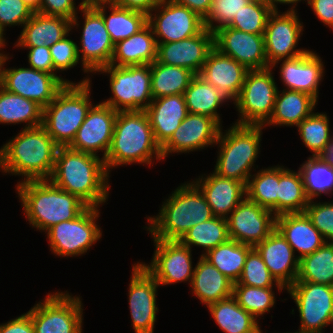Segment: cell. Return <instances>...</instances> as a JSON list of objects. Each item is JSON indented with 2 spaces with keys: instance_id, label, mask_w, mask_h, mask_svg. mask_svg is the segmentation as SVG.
I'll use <instances>...</instances> for the list:
<instances>
[{
  "instance_id": "1",
  "label": "cell",
  "mask_w": 333,
  "mask_h": 333,
  "mask_svg": "<svg viewBox=\"0 0 333 333\" xmlns=\"http://www.w3.org/2000/svg\"><path fill=\"white\" fill-rule=\"evenodd\" d=\"M110 176L102 158L70 147H59L49 180L77 196L88 207L100 208L109 198Z\"/></svg>"
},
{
  "instance_id": "2",
  "label": "cell",
  "mask_w": 333,
  "mask_h": 333,
  "mask_svg": "<svg viewBox=\"0 0 333 333\" xmlns=\"http://www.w3.org/2000/svg\"><path fill=\"white\" fill-rule=\"evenodd\" d=\"M58 148L42 125L21 128L0 147V172L21 176L19 182L49 180Z\"/></svg>"
},
{
  "instance_id": "3",
  "label": "cell",
  "mask_w": 333,
  "mask_h": 333,
  "mask_svg": "<svg viewBox=\"0 0 333 333\" xmlns=\"http://www.w3.org/2000/svg\"><path fill=\"white\" fill-rule=\"evenodd\" d=\"M163 161L161 147L156 142L145 110L118 111L114 132L104 159L109 174L118 166H151Z\"/></svg>"
},
{
  "instance_id": "4",
  "label": "cell",
  "mask_w": 333,
  "mask_h": 333,
  "mask_svg": "<svg viewBox=\"0 0 333 333\" xmlns=\"http://www.w3.org/2000/svg\"><path fill=\"white\" fill-rule=\"evenodd\" d=\"M157 215L146 216L152 239L179 241L195 225L214 217L204 194L191 181L181 183L162 202Z\"/></svg>"
},
{
  "instance_id": "5",
  "label": "cell",
  "mask_w": 333,
  "mask_h": 333,
  "mask_svg": "<svg viewBox=\"0 0 333 333\" xmlns=\"http://www.w3.org/2000/svg\"><path fill=\"white\" fill-rule=\"evenodd\" d=\"M15 187L24 216L32 229L40 232L45 233L60 222L75 219L88 207L50 180L17 182Z\"/></svg>"
},
{
  "instance_id": "6",
  "label": "cell",
  "mask_w": 333,
  "mask_h": 333,
  "mask_svg": "<svg viewBox=\"0 0 333 333\" xmlns=\"http://www.w3.org/2000/svg\"><path fill=\"white\" fill-rule=\"evenodd\" d=\"M263 129V125L233 123L226 130L222 126L215 144L218 156L213 172L247 185L252 172L256 171L255 162L261 152Z\"/></svg>"
},
{
  "instance_id": "7",
  "label": "cell",
  "mask_w": 333,
  "mask_h": 333,
  "mask_svg": "<svg viewBox=\"0 0 333 333\" xmlns=\"http://www.w3.org/2000/svg\"><path fill=\"white\" fill-rule=\"evenodd\" d=\"M68 84L43 108L42 126L59 147H68L92 105L91 85ZM93 102V103H92Z\"/></svg>"
},
{
  "instance_id": "8",
  "label": "cell",
  "mask_w": 333,
  "mask_h": 333,
  "mask_svg": "<svg viewBox=\"0 0 333 333\" xmlns=\"http://www.w3.org/2000/svg\"><path fill=\"white\" fill-rule=\"evenodd\" d=\"M96 73L109 77L112 95L101 102L116 111L146 110L153 100L150 64L108 65L98 69L94 74Z\"/></svg>"
},
{
  "instance_id": "9",
  "label": "cell",
  "mask_w": 333,
  "mask_h": 333,
  "mask_svg": "<svg viewBox=\"0 0 333 333\" xmlns=\"http://www.w3.org/2000/svg\"><path fill=\"white\" fill-rule=\"evenodd\" d=\"M83 306L80 295L57 290L40 299L27 313L35 333H82Z\"/></svg>"
},
{
  "instance_id": "10",
  "label": "cell",
  "mask_w": 333,
  "mask_h": 333,
  "mask_svg": "<svg viewBox=\"0 0 333 333\" xmlns=\"http://www.w3.org/2000/svg\"><path fill=\"white\" fill-rule=\"evenodd\" d=\"M100 208L87 207L73 220L60 222L49 228L45 234L53 255L59 257L83 256L102 238L97 224Z\"/></svg>"
},
{
  "instance_id": "11",
  "label": "cell",
  "mask_w": 333,
  "mask_h": 333,
  "mask_svg": "<svg viewBox=\"0 0 333 333\" xmlns=\"http://www.w3.org/2000/svg\"><path fill=\"white\" fill-rule=\"evenodd\" d=\"M271 67L262 70H249L237 100L233 103L238 111L235 124L264 125L272 115L277 82Z\"/></svg>"
},
{
  "instance_id": "12",
  "label": "cell",
  "mask_w": 333,
  "mask_h": 333,
  "mask_svg": "<svg viewBox=\"0 0 333 333\" xmlns=\"http://www.w3.org/2000/svg\"><path fill=\"white\" fill-rule=\"evenodd\" d=\"M80 11L84 20L77 52L82 63L81 68L87 76L76 84H85L92 82L89 77L91 74L94 75L98 69L110 65L114 44L106 30L102 15L90 3H85Z\"/></svg>"
},
{
  "instance_id": "13",
  "label": "cell",
  "mask_w": 333,
  "mask_h": 333,
  "mask_svg": "<svg viewBox=\"0 0 333 333\" xmlns=\"http://www.w3.org/2000/svg\"><path fill=\"white\" fill-rule=\"evenodd\" d=\"M286 291L300 318L298 330L288 333H324L333 313V286L295 281Z\"/></svg>"
},
{
  "instance_id": "14",
  "label": "cell",
  "mask_w": 333,
  "mask_h": 333,
  "mask_svg": "<svg viewBox=\"0 0 333 333\" xmlns=\"http://www.w3.org/2000/svg\"><path fill=\"white\" fill-rule=\"evenodd\" d=\"M157 43L180 41L198 35L203 19L194 11L172 0H160L147 15Z\"/></svg>"
},
{
  "instance_id": "15",
  "label": "cell",
  "mask_w": 333,
  "mask_h": 333,
  "mask_svg": "<svg viewBox=\"0 0 333 333\" xmlns=\"http://www.w3.org/2000/svg\"><path fill=\"white\" fill-rule=\"evenodd\" d=\"M298 14L297 9L284 12L274 9L269 15L264 32L265 54L269 67L278 60L294 58L309 50L297 48L304 34V25Z\"/></svg>"
},
{
  "instance_id": "16",
  "label": "cell",
  "mask_w": 333,
  "mask_h": 333,
  "mask_svg": "<svg viewBox=\"0 0 333 333\" xmlns=\"http://www.w3.org/2000/svg\"><path fill=\"white\" fill-rule=\"evenodd\" d=\"M155 250L149 264L140 262L159 286L176 283L191 284L194 274L192 251L179 241L152 239Z\"/></svg>"
},
{
  "instance_id": "17",
  "label": "cell",
  "mask_w": 333,
  "mask_h": 333,
  "mask_svg": "<svg viewBox=\"0 0 333 333\" xmlns=\"http://www.w3.org/2000/svg\"><path fill=\"white\" fill-rule=\"evenodd\" d=\"M132 265L128 288L131 326L135 333H154L159 312L156 306L157 289L160 286L139 261Z\"/></svg>"
},
{
  "instance_id": "18",
  "label": "cell",
  "mask_w": 333,
  "mask_h": 333,
  "mask_svg": "<svg viewBox=\"0 0 333 333\" xmlns=\"http://www.w3.org/2000/svg\"><path fill=\"white\" fill-rule=\"evenodd\" d=\"M11 57L13 55H8L4 62L1 87L8 92L35 101L42 108L48 106L65 85L54 74L31 67L4 68Z\"/></svg>"
},
{
  "instance_id": "19",
  "label": "cell",
  "mask_w": 333,
  "mask_h": 333,
  "mask_svg": "<svg viewBox=\"0 0 333 333\" xmlns=\"http://www.w3.org/2000/svg\"><path fill=\"white\" fill-rule=\"evenodd\" d=\"M231 240L255 247L276 228V215L245 197L226 218Z\"/></svg>"
},
{
  "instance_id": "20",
  "label": "cell",
  "mask_w": 333,
  "mask_h": 333,
  "mask_svg": "<svg viewBox=\"0 0 333 333\" xmlns=\"http://www.w3.org/2000/svg\"><path fill=\"white\" fill-rule=\"evenodd\" d=\"M117 114L118 111L103 102L92 105L68 147L98 157L102 155L104 160L110 148ZM100 151L103 154H98Z\"/></svg>"
},
{
  "instance_id": "21",
  "label": "cell",
  "mask_w": 333,
  "mask_h": 333,
  "mask_svg": "<svg viewBox=\"0 0 333 333\" xmlns=\"http://www.w3.org/2000/svg\"><path fill=\"white\" fill-rule=\"evenodd\" d=\"M220 129L221 126L213 118L188 113L171 138L161 147L163 161L169 154H189L214 147Z\"/></svg>"
},
{
  "instance_id": "22",
  "label": "cell",
  "mask_w": 333,
  "mask_h": 333,
  "mask_svg": "<svg viewBox=\"0 0 333 333\" xmlns=\"http://www.w3.org/2000/svg\"><path fill=\"white\" fill-rule=\"evenodd\" d=\"M214 48L244 65L248 70L269 68L264 35L245 33L225 26L214 32Z\"/></svg>"
},
{
  "instance_id": "23",
  "label": "cell",
  "mask_w": 333,
  "mask_h": 333,
  "mask_svg": "<svg viewBox=\"0 0 333 333\" xmlns=\"http://www.w3.org/2000/svg\"><path fill=\"white\" fill-rule=\"evenodd\" d=\"M279 64L283 89L305 92L319 100V85L325 76V66L316 51L309 49L297 57L278 60L271 68L275 70Z\"/></svg>"
},
{
  "instance_id": "24",
  "label": "cell",
  "mask_w": 333,
  "mask_h": 333,
  "mask_svg": "<svg viewBox=\"0 0 333 333\" xmlns=\"http://www.w3.org/2000/svg\"><path fill=\"white\" fill-rule=\"evenodd\" d=\"M157 44V62L183 67L197 75L214 48V33L204 28L196 36Z\"/></svg>"
},
{
  "instance_id": "25",
  "label": "cell",
  "mask_w": 333,
  "mask_h": 333,
  "mask_svg": "<svg viewBox=\"0 0 333 333\" xmlns=\"http://www.w3.org/2000/svg\"><path fill=\"white\" fill-rule=\"evenodd\" d=\"M255 248L272 277L287 290L296 281L299 270V259L290 244L275 228Z\"/></svg>"
},
{
  "instance_id": "26",
  "label": "cell",
  "mask_w": 333,
  "mask_h": 333,
  "mask_svg": "<svg viewBox=\"0 0 333 333\" xmlns=\"http://www.w3.org/2000/svg\"><path fill=\"white\" fill-rule=\"evenodd\" d=\"M248 71L244 65L213 48L198 75L216 87L230 101L229 103L232 101L234 103L240 94Z\"/></svg>"
},
{
  "instance_id": "27",
  "label": "cell",
  "mask_w": 333,
  "mask_h": 333,
  "mask_svg": "<svg viewBox=\"0 0 333 333\" xmlns=\"http://www.w3.org/2000/svg\"><path fill=\"white\" fill-rule=\"evenodd\" d=\"M192 182L204 194L214 216L227 218L246 197V185L212 172L201 174Z\"/></svg>"
},
{
  "instance_id": "28",
  "label": "cell",
  "mask_w": 333,
  "mask_h": 333,
  "mask_svg": "<svg viewBox=\"0 0 333 333\" xmlns=\"http://www.w3.org/2000/svg\"><path fill=\"white\" fill-rule=\"evenodd\" d=\"M276 229L298 253L300 260L319 249L326 241L305 212L276 216Z\"/></svg>"
},
{
  "instance_id": "29",
  "label": "cell",
  "mask_w": 333,
  "mask_h": 333,
  "mask_svg": "<svg viewBox=\"0 0 333 333\" xmlns=\"http://www.w3.org/2000/svg\"><path fill=\"white\" fill-rule=\"evenodd\" d=\"M145 112L160 147L171 138L188 114L183 94L153 99Z\"/></svg>"
},
{
  "instance_id": "30",
  "label": "cell",
  "mask_w": 333,
  "mask_h": 333,
  "mask_svg": "<svg viewBox=\"0 0 333 333\" xmlns=\"http://www.w3.org/2000/svg\"><path fill=\"white\" fill-rule=\"evenodd\" d=\"M71 20L34 12L22 26L14 47H51L71 31Z\"/></svg>"
},
{
  "instance_id": "31",
  "label": "cell",
  "mask_w": 333,
  "mask_h": 333,
  "mask_svg": "<svg viewBox=\"0 0 333 333\" xmlns=\"http://www.w3.org/2000/svg\"><path fill=\"white\" fill-rule=\"evenodd\" d=\"M190 284L191 293L204 306L233 296V282L203 256H199Z\"/></svg>"
},
{
  "instance_id": "32",
  "label": "cell",
  "mask_w": 333,
  "mask_h": 333,
  "mask_svg": "<svg viewBox=\"0 0 333 333\" xmlns=\"http://www.w3.org/2000/svg\"><path fill=\"white\" fill-rule=\"evenodd\" d=\"M90 4L102 15L114 45L147 25V14L144 12L121 7L107 0L93 1Z\"/></svg>"
},
{
  "instance_id": "33",
  "label": "cell",
  "mask_w": 333,
  "mask_h": 333,
  "mask_svg": "<svg viewBox=\"0 0 333 333\" xmlns=\"http://www.w3.org/2000/svg\"><path fill=\"white\" fill-rule=\"evenodd\" d=\"M318 101L310 94L292 90H278L274 109L266 126H297L303 119L309 116L316 108Z\"/></svg>"
},
{
  "instance_id": "34",
  "label": "cell",
  "mask_w": 333,
  "mask_h": 333,
  "mask_svg": "<svg viewBox=\"0 0 333 333\" xmlns=\"http://www.w3.org/2000/svg\"><path fill=\"white\" fill-rule=\"evenodd\" d=\"M157 41L147 24L138 33L114 45L110 65L135 66L152 64L157 57Z\"/></svg>"
},
{
  "instance_id": "35",
  "label": "cell",
  "mask_w": 333,
  "mask_h": 333,
  "mask_svg": "<svg viewBox=\"0 0 333 333\" xmlns=\"http://www.w3.org/2000/svg\"><path fill=\"white\" fill-rule=\"evenodd\" d=\"M213 320L224 333H263L258 319L231 296L207 306Z\"/></svg>"
},
{
  "instance_id": "36",
  "label": "cell",
  "mask_w": 333,
  "mask_h": 333,
  "mask_svg": "<svg viewBox=\"0 0 333 333\" xmlns=\"http://www.w3.org/2000/svg\"><path fill=\"white\" fill-rule=\"evenodd\" d=\"M183 95L188 113L211 117L222 127L223 121L218 108L226 105V102L228 104L229 100L216 87L197 74Z\"/></svg>"
},
{
  "instance_id": "37",
  "label": "cell",
  "mask_w": 333,
  "mask_h": 333,
  "mask_svg": "<svg viewBox=\"0 0 333 333\" xmlns=\"http://www.w3.org/2000/svg\"><path fill=\"white\" fill-rule=\"evenodd\" d=\"M43 108L35 101L6 91L0 86V124H25L23 128L42 125Z\"/></svg>"
},
{
  "instance_id": "38",
  "label": "cell",
  "mask_w": 333,
  "mask_h": 333,
  "mask_svg": "<svg viewBox=\"0 0 333 333\" xmlns=\"http://www.w3.org/2000/svg\"><path fill=\"white\" fill-rule=\"evenodd\" d=\"M309 199L299 169L293 171L279 165V184L277 194V216L286 213L305 212Z\"/></svg>"
},
{
  "instance_id": "39",
  "label": "cell",
  "mask_w": 333,
  "mask_h": 333,
  "mask_svg": "<svg viewBox=\"0 0 333 333\" xmlns=\"http://www.w3.org/2000/svg\"><path fill=\"white\" fill-rule=\"evenodd\" d=\"M151 93L153 99L184 94L195 74L183 67L161 64L156 60L150 64Z\"/></svg>"
},
{
  "instance_id": "40",
  "label": "cell",
  "mask_w": 333,
  "mask_h": 333,
  "mask_svg": "<svg viewBox=\"0 0 333 333\" xmlns=\"http://www.w3.org/2000/svg\"><path fill=\"white\" fill-rule=\"evenodd\" d=\"M252 248L253 246L229 239L209 250L203 257L233 283H236L242 274L246 257Z\"/></svg>"
},
{
  "instance_id": "41",
  "label": "cell",
  "mask_w": 333,
  "mask_h": 333,
  "mask_svg": "<svg viewBox=\"0 0 333 333\" xmlns=\"http://www.w3.org/2000/svg\"><path fill=\"white\" fill-rule=\"evenodd\" d=\"M296 281L333 286V242L326 241L319 249L299 260Z\"/></svg>"
},
{
  "instance_id": "42",
  "label": "cell",
  "mask_w": 333,
  "mask_h": 333,
  "mask_svg": "<svg viewBox=\"0 0 333 333\" xmlns=\"http://www.w3.org/2000/svg\"><path fill=\"white\" fill-rule=\"evenodd\" d=\"M229 239L227 219L214 216L189 229L179 242L191 250L194 246L202 248L201 256H204L209 250L227 242Z\"/></svg>"
},
{
  "instance_id": "43",
  "label": "cell",
  "mask_w": 333,
  "mask_h": 333,
  "mask_svg": "<svg viewBox=\"0 0 333 333\" xmlns=\"http://www.w3.org/2000/svg\"><path fill=\"white\" fill-rule=\"evenodd\" d=\"M278 184L279 164L262 168L249 177L246 197L277 216Z\"/></svg>"
},
{
  "instance_id": "44",
  "label": "cell",
  "mask_w": 333,
  "mask_h": 333,
  "mask_svg": "<svg viewBox=\"0 0 333 333\" xmlns=\"http://www.w3.org/2000/svg\"><path fill=\"white\" fill-rule=\"evenodd\" d=\"M298 169L309 200L321 198L322 194L328 197L333 194V167L325 163L320 157L308 156L307 160Z\"/></svg>"
},
{
  "instance_id": "45",
  "label": "cell",
  "mask_w": 333,
  "mask_h": 333,
  "mask_svg": "<svg viewBox=\"0 0 333 333\" xmlns=\"http://www.w3.org/2000/svg\"><path fill=\"white\" fill-rule=\"evenodd\" d=\"M296 127H298L297 131L300 135V140L312 153L311 157H319L333 139L329 116H327L326 112L313 111Z\"/></svg>"
},
{
  "instance_id": "46",
  "label": "cell",
  "mask_w": 333,
  "mask_h": 333,
  "mask_svg": "<svg viewBox=\"0 0 333 333\" xmlns=\"http://www.w3.org/2000/svg\"><path fill=\"white\" fill-rule=\"evenodd\" d=\"M275 288L279 293L286 290L283 286L271 288L252 287L242 284H233V297L237 303L249 312L258 321L276 304ZM262 316V317H261Z\"/></svg>"
},
{
  "instance_id": "47",
  "label": "cell",
  "mask_w": 333,
  "mask_h": 333,
  "mask_svg": "<svg viewBox=\"0 0 333 333\" xmlns=\"http://www.w3.org/2000/svg\"><path fill=\"white\" fill-rule=\"evenodd\" d=\"M274 8L267 0L250 1L227 26L245 33L264 35L269 15Z\"/></svg>"
},
{
  "instance_id": "48",
  "label": "cell",
  "mask_w": 333,
  "mask_h": 333,
  "mask_svg": "<svg viewBox=\"0 0 333 333\" xmlns=\"http://www.w3.org/2000/svg\"><path fill=\"white\" fill-rule=\"evenodd\" d=\"M234 284L252 287L271 288L282 286L270 274L260 253L253 247L245 260L244 268L239 280Z\"/></svg>"
},
{
  "instance_id": "49",
  "label": "cell",
  "mask_w": 333,
  "mask_h": 333,
  "mask_svg": "<svg viewBox=\"0 0 333 333\" xmlns=\"http://www.w3.org/2000/svg\"><path fill=\"white\" fill-rule=\"evenodd\" d=\"M249 2L250 0H212L210 10L203 18L204 28L214 33L217 29L228 26Z\"/></svg>"
},
{
  "instance_id": "50",
  "label": "cell",
  "mask_w": 333,
  "mask_h": 333,
  "mask_svg": "<svg viewBox=\"0 0 333 333\" xmlns=\"http://www.w3.org/2000/svg\"><path fill=\"white\" fill-rule=\"evenodd\" d=\"M305 213L324 240L333 242V201L309 200Z\"/></svg>"
},
{
  "instance_id": "51",
  "label": "cell",
  "mask_w": 333,
  "mask_h": 333,
  "mask_svg": "<svg viewBox=\"0 0 333 333\" xmlns=\"http://www.w3.org/2000/svg\"><path fill=\"white\" fill-rule=\"evenodd\" d=\"M70 34L49 47L53 67L57 73L72 69L80 62L77 52L78 44L68 37Z\"/></svg>"
},
{
  "instance_id": "52",
  "label": "cell",
  "mask_w": 333,
  "mask_h": 333,
  "mask_svg": "<svg viewBox=\"0 0 333 333\" xmlns=\"http://www.w3.org/2000/svg\"><path fill=\"white\" fill-rule=\"evenodd\" d=\"M34 11L23 0H0V26H22L32 17Z\"/></svg>"
},
{
  "instance_id": "53",
  "label": "cell",
  "mask_w": 333,
  "mask_h": 333,
  "mask_svg": "<svg viewBox=\"0 0 333 333\" xmlns=\"http://www.w3.org/2000/svg\"><path fill=\"white\" fill-rule=\"evenodd\" d=\"M84 4L85 2L81 0L77 8L75 0H41L37 12L48 16H59L69 19L71 20V29L76 30L81 24L78 20V12H80Z\"/></svg>"
},
{
  "instance_id": "54",
  "label": "cell",
  "mask_w": 333,
  "mask_h": 333,
  "mask_svg": "<svg viewBox=\"0 0 333 333\" xmlns=\"http://www.w3.org/2000/svg\"><path fill=\"white\" fill-rule=\"evenodd\" d=\"M20 49L28 50L27 60L28 67L33 69L44 71L50 74H54L64 85L75 84V81H70L62 77V75H57V72L54 70L53 61L50 53L49 47L39 46V47H16Z\"/></svg>"
},
{
  "instance_id": "55",
  "label": "cell",
  "mask_w": 333,
  "mask_h": 333,
  "mask_svg": "<svg viewBox=\"0 0 333 333\" xmlns=\"http://www.w3.org/2000/svg\"><path fill=\"white\" fill-rule=\"evenodd\" d=\"M0 333H35L31 316L26 312L0 324Z\"/></svg>"
},
{
  "instance_id": "56",
  "label": "cell",
  "mask_w": 333,
  "mask_h": 333,
  "mask_svg": "<svg viewBox=\"0 0 333 333\" xmlns=\"http://www.w3.org/2000/svg\"><path fill=\"white\" fill-rule=\"evenodd\" d=\"M307 5L324 26L333 30V0H308Z\"/></svg>"
},
{
  "instance_id": "57",
  "label": "cell",
  "mask_w": 333,
  "mask_h": 333,
  "mask_svg": "<svg viewBox=\"0 0 333 333\" xmlns=\"http://www.w3.org/2000/svg\"><path fill=\"white\" fill-rule=\"evenodd\" d=\"M115 5L144 12L147 15L160 0H107Z\"/></svg>"
},
{
  "instance_id": "58",
  "label": "cell",
  "mask_w": 333,
  "mask_h": 333,
  "mask_svg": "<svg viewBox=\"0 0 333 333\" xmlns=\"http://www.w3.org/2000/svg\"><path fill=\"white\" fill-rule=\"evenodd\" d=\"M196 12L202 19L208 14L212 0H172Z\"/></svg>"
},
{
  "instance_id": "59",
  "label": "cell",
  "mask_w": 333,
  "mask_h": 333,
  "mask_svg": "<svg viewBox=\"0 0 333 333\" xmlns=\"http://www.w3.org/2000/svg\"><path fill=\"white\" fill-rule=\"evenodd\" d=\"M270 5L274 8V9H278V6L279 4H284V5H288L290 8V10H296V6H298V2H301V1H308V0H267Z\"/></svg>"
},
{
  "instance_id": "60",
  "label": "cell",
  "mask_w": 333,
  "mask_h": 333,
  "mask_svg": "<svg viewBox=\"0 0 333 333\" xmlns=\"http://www.w3.org/2000/svg\"><path fill=\"white\" fill-rule=\"evenodd\" d=\"M325 163L333 167V139L328 143L327 148L319 156Z\"/></svg>"
},
{
  "instance_id": "61",
  "label": "cell",
  "mask_w": 333,
  "mask_h": 333,
  "mask_svg": "<svg viewBox=\"0 0 333 333\" xmlns=\"http://www.w3.org/2000/svg\"><path fill=\"white\" fill-rule=\"evenodd\" d=\"M34 12H37L40 7L41 0H23Z\"/></svg>"
},
{
  "instance_id": "62",
  "label": "cell",
  "mask_w": 333,
  "mask_h": 333,
  "mask_svg": "<svg viewBox=\"0 0 333 333\" xmlns=\"http://www.w3.org/2000/svg\"><path fill=\"white\" fill-rule=\"evenodd\" d=\"M10 55L9 53H5V51H0V86H1V82H2V69H3V65L4 62L7 58V56Z\"/></svg>"
},
{
  "instance_id": "63",
  "label": "cell",
  "mask_w": 333,
  "mask_h": 333,
  "mask_svg": "<svg viewBox=\"0 0 333 333\" xmlns=\"http://www.w3.org/2000/svg\"><path fill=\"white\" fill-rule=\"evenodd\" d=\"M5 31L4 29L0 26V51H3V48H6L7 42L5 38Z\"/></svg>"
},
{
  "instance_id": "64",
  "label": "cell",
  "mask_w": 333,
  "mask_h": 333,
  "mask_svg": "<svg viewBox=\"0 0 333 333\" xmlns=\"http://www.w3.org/2000/svg\"><path fill=\"white\" fill-rule=\"evenodd\" d=\"M329 326H332V328H333V313L331 314V319H330Z\"/></svg>"
},
{
  "instance_id": "65",
  "label": "cell",
  "mask_w": 333,
  "mask_h": 333,
  "mask_svg": "<svg viewBox=\"0 0 333 333\" xmlns=\"http://www.w3.org/2000/svg\"><path fill=\"white\" fill-rule=\"evenodd\" d=\"M85 3H91L93 1H101V0H83Z\"/></svg>"
}]
</instances>
